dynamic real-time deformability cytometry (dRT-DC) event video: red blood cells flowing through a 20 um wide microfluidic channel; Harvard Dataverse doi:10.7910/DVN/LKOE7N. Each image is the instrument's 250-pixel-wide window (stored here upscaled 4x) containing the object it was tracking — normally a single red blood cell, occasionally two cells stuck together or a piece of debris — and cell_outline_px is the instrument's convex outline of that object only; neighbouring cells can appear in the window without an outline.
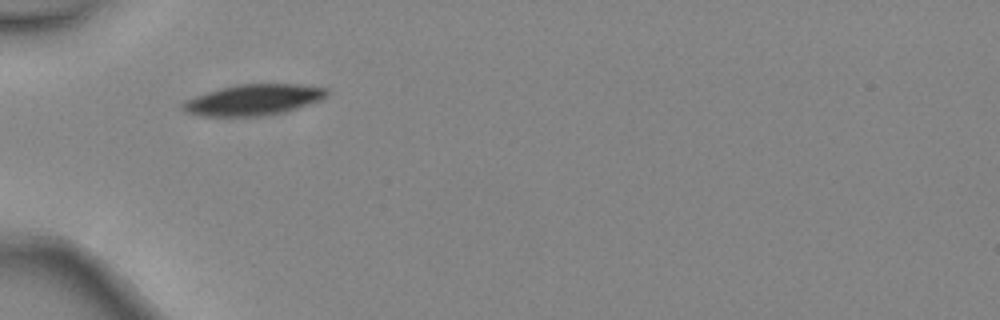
{"species": "common noctule bat (a hibernating species)", "species_latin": "Nyctalus noctula", "temperature_condition": "warm", "stored_images_in_passage": 2, "camera_frame_rate_fps": 3000, "um_per_image_px": 0.085, "animal": {"sex": "female", "body_mass_g": 24.6, "forearm_length_mm": 56.2}, "frame": {"image": 1, "passage_image": 1, "time_ms": 0.0, "image_size_px": [1000, 320], "cell_outline_px": [[332, 92], [328, 96], [320, 100], [284, 112], [264, 116], [200, 116], [184, 112], [180, 108], [180, 104], [184, 100], [220, 88], [240, 84], [300, 84], [328, 88]], "centroid_in_image_um": [21.54, 8.49], "position_along_channel_um": 63.5, "area_um2": 26.18}}
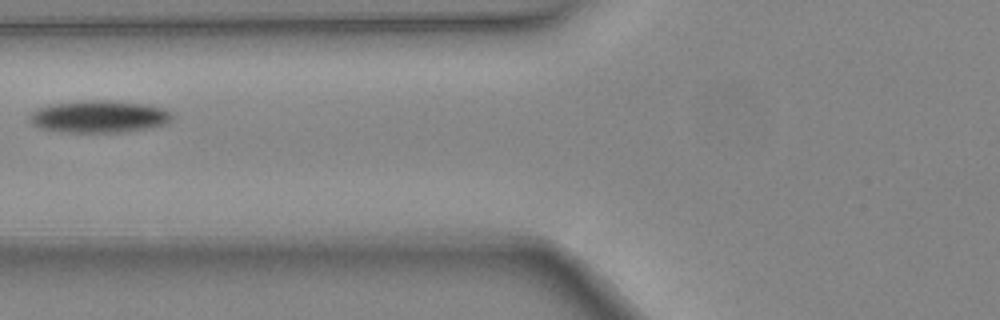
{"frame": {"image": 2, "passage_image": 2, "time_ms": 0.333, "image_size_px": [1000, 320], "cell_outline_px": [[176, 116], [168, 124], [152, 128], [124, 132], [60, 132], [36, 128], [28, 120], [28, 116], [36, 108], [52, 104], [80, 100], [112, 100], [144, 104], [168, 108]], "centroid_in_image_um": [8.46, 9.91], "position_along_channel_um": 117.3, "area_um2": 27.63}}